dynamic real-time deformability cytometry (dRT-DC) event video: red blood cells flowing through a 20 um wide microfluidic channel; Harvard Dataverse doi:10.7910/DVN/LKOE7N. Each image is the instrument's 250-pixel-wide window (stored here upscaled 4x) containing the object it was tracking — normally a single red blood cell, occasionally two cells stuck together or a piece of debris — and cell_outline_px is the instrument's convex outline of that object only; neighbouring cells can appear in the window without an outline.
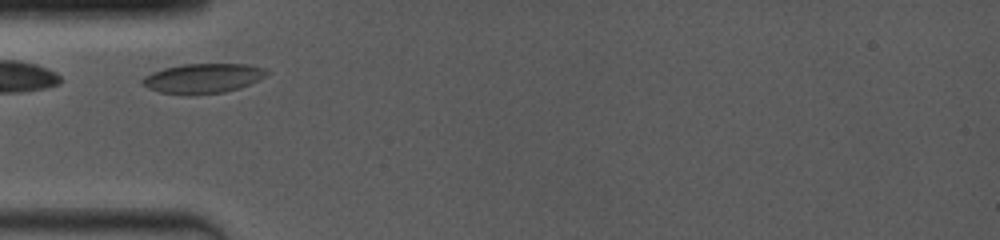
{"species": "common noctule bat (a hibernating species)", "species_latin": "Nyctalus noctula", "temperature_condition": "room temperature", "stored_images_in_passage": 20, "camera_frame_rate_fps": 4000, "um_per_image_px": 0.085, "animal": {"sex": "female", "body_mass_g": 19.0, "forearm_length_mm": 53.3}, "frame": {"image": 1, "passage_image": 2, "time_ms": 0.5, "image_size_px": [1000, 240], "cell_outline_px": [[268, 76], [260, 80], [240, 88], [224, 92], [192, 96], [160, 92], [148, 88], [140, 84], [140, 80], [144, 76], [152, 72], [164, 68], [180, 64], [248, 64], [264, 68], [268, 72]], "centroid_in_image_um": [17.24, 6.67], "position_along_channel_um": 67.8, "area_um2": 21.96}}
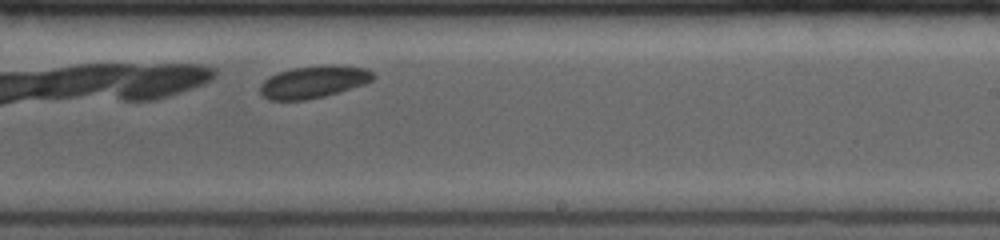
{"frame": {"image": 2, "passage_image": 13, "time_ms": 5.5, "image_size_px": [1000, 240], "cell_outline_px": [[376, 76], [372, 80], [364, 84], [324, 96], [304, 100], [268, 100], [260, 92], [260, 84], [268, 76], [292, 68], [332, 64], [368, 68]], "centroid_in_image_um": [26.66, 6.95], "position_along_channel_um": 262.3, "area_um2": 21.21}}
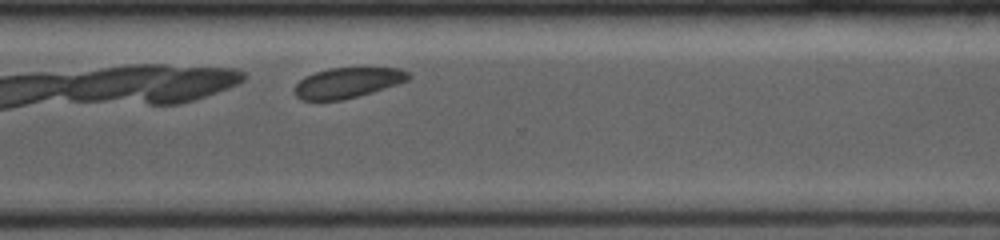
{"frame": {"image": 3, "passage_image": 18, "time_ms": 7.5, "image_size_px": [1000, 240], "cell_outline_px": [[412, 76], [408, 80], [372, 92], [344, 100], [300, 100], [292, 92], [292, 88], [304, 76], [328, 68], [400, 68], [408, 72]], "centroid_in_image_um": [29.49, 7.04], "position_along_channel_um": 341.1, "area_um2": 20.23}, "authors_computed_cell_mechanics": {"area_um2": 21.0392, "velocity_mm_per_s": 3.9188, "shape_relaxation_time_tau1_ms": 2.707, "shape_relaxation_time_tau2_ms": null, "deformation_change_tau1": 0.0796, "deformation_change_tau2": null}}